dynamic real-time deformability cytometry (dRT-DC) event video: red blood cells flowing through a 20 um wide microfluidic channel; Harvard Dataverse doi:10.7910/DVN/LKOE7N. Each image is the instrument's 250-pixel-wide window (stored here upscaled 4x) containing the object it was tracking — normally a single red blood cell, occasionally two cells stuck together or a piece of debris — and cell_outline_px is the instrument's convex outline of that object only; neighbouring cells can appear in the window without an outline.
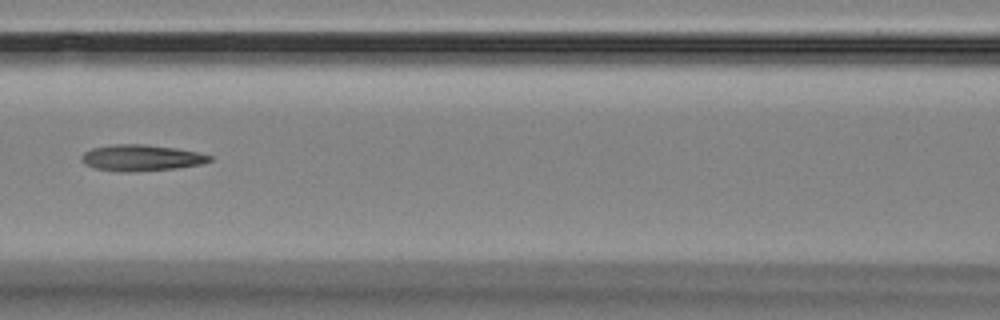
{"species": "Egyptian fruit bat (a non-hibernating species)", "species_latin": "Rousettus aegyptiacus", "temperature_condition": "room temperature", "stored_images_in_passage": 7, "camera_frame_rate_fps": 3000, "um_per_image_px": 0.085, "animal": {"sex": "female"}, "frame": {"image": 1, "passage_image": 7, "time_ms": 7.667, "image_size_px": [1000, 320], "cell_outline_px": [[212, 160], [200, 164], [176, 168], [128, 172], [124, 172], [96, 168], [84, 164], [80, 160], [80, 156], [84, 152], [92, 148], [112, 144], [144, 144], [176, 148], [196, 152], [212, 156]], "centroid_in_image_um": [11.96, 13.41], "position_along_channel_um": 154.6, "area_um2": 19.48}}